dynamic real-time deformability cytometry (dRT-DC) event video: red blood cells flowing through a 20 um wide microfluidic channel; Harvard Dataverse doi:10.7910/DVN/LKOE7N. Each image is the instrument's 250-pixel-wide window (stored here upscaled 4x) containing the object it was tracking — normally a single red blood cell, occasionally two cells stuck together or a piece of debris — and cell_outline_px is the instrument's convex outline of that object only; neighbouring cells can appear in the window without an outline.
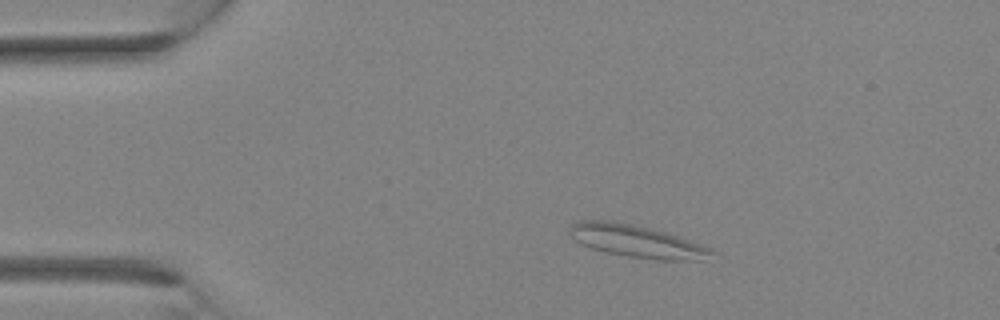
{"species": "Egyptian fruit bat (a non-hibernating species)", "species_latin": "Rousettus aegyptiacus", "temperature_condition": "room temperature", "stored_images_in_passage": 1, "camera_frame_rate_fps": 3000, "um_per_image_px": 0.085, "animal": {"sex": "female"}, "frame": {"image": 1, "passage_image": 1, "time_ms": 0.0, "image_size_px": [1000, 320], "cell_outline_px": [[720, 252], [704, 260], [656, 260], [628, 256], [604, 252], [592, 248], [576, 240], [568, 232], [572, 224], [580, 220], [608, 220], [632, 224], [668, 232], [712, 248]], "centroid_in_image_um": [54.21, 20.51], "position_along_channel_um": 30.8, "area_um2": 27.05}}